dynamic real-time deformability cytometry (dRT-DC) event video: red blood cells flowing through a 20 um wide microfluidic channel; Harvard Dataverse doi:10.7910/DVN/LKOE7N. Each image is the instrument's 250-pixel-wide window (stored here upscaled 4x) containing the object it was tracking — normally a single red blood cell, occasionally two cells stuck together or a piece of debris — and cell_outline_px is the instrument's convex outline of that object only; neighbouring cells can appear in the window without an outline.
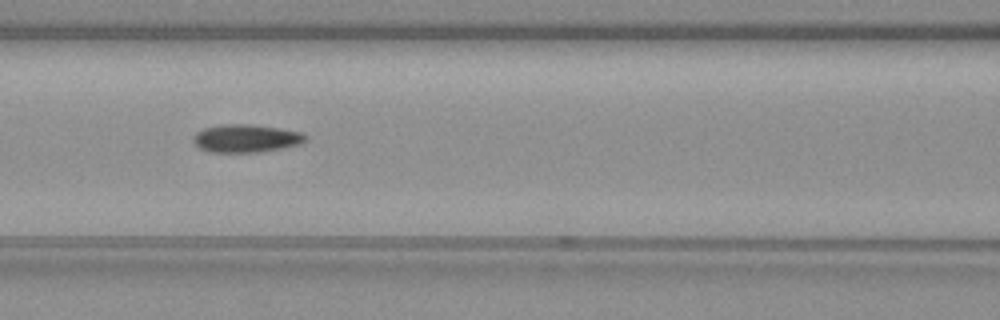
{"species": "common noctule bat (a hibernating species)", "species_latin": "Nyctalus noctula", "temperature_condition": "warm", "stored_images_in_passage": 33, "camera_frame_rate_fps": 3000, "um_per_image_px": 0.085, "animal": {"sex": "female", "body_mass_g": 19.3, "forearm_length_mm": 54.1}, "frame": {"image": 1, "passage_image": 10, "time_ms": 3.0, "image_size_px": [1000, 320], "cell_outline_px": [[308, 140], [304, 144], [260, 152], [208, 152], [200, 148], [192, 140], [192, 136], [196, 132], [204, 128], [220, 124], [248, 124], [280, 128], [304, 132], [308, 136]], "centroid_in_image_um": [20.96, 11.76], "position_along_channel_um": 145.6, "area_um2": 18.67}, "authors_computed_cell_mechanics": {"area_um2": 17.5712, "velocity_mm_per_s": 3.7726, "shape_relaxation_time_tau1_ms": null, "shape_relaxation_time_tau2_ms": 3.3422, "deformation_change_tau1": null, "deformation_change_tau2": 0.0921}}